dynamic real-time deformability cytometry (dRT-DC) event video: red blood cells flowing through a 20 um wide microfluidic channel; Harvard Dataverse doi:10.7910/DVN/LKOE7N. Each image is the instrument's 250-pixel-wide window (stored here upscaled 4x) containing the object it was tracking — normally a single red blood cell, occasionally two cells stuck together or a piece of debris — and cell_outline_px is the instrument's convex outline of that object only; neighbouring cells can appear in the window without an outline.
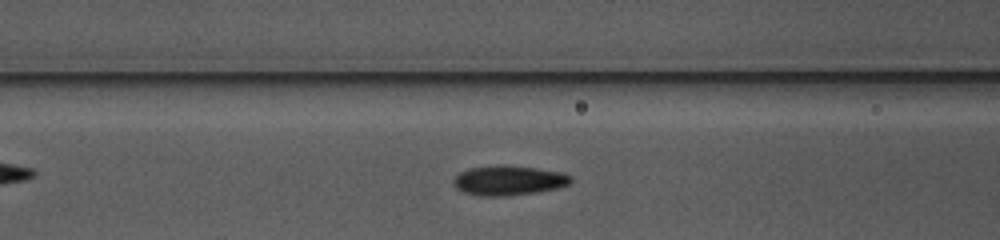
{"species": "common noctule bat (a hibernating species)", "species_latin": "Nyctalus noctula", "temperature_condition": "warm", "stored_images_in_passage": 34, "camera_frame_rate_fps": 3000, "um_per_image_px": 0.085, "animal": {"sex": "female", "body_mass_g": 10.0, "forearm_length_mm": 53.1}, "frame": {"image": 1, "passage_image": 5, "time_ms": 1.333, "image_size_px": [1000, 240], "cell_outline_px": [[572, 180], [568, 184], [556, 188], [536, 192], [504, 196], [480, 196], [464, 192], [456, 188], [452, 180], [460, 172], [468, 168], [500, 164], [536, 168], [560, 172], [572, 176]], "centroid_in_image_um": [43.2, 15.33], "position_along_channel_um": 123.4, "area_um2": 20.29}}
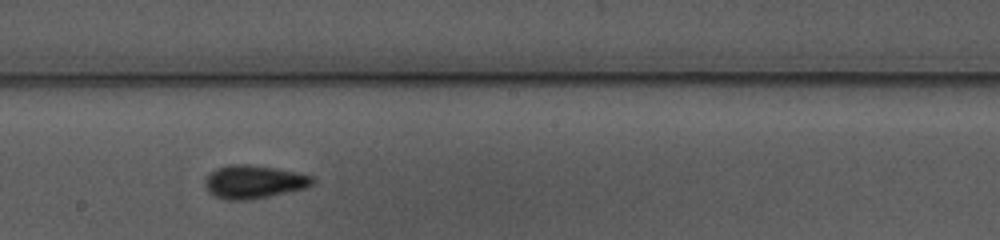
{"frame": {"image": 2, "passage_image": 13, "time_ms": 4.0, "image_size_px": [1000, 240], "cell_outline_px": [[316, 180], [312, 184], [304, 188], [268, 196], [248, 200], [224, 200], [208, 192], [204, 188], [204, 180], [216, 168], [232, 164], [248, 164], [276, 168], [296, 172], [312, 176]], "centroid_in_image_um": [21.54, 15.45], "position_along_channel_um": 226.7, "area_um2": 20.75}}
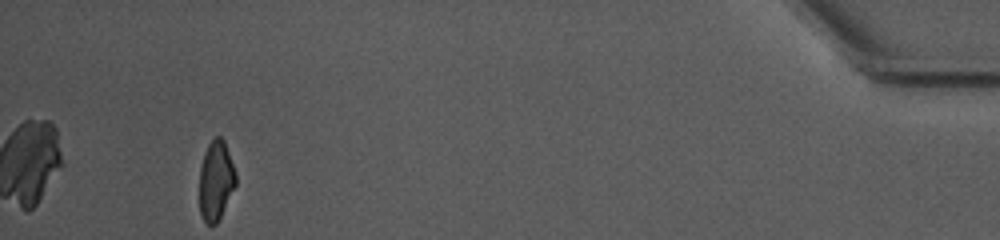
{"frame": {"image": 3, "passage_image": 34, "time_ms": 11.0, "image_size_px": [1000, 240], "cell_outline_px": [[236, 184], [216, 224], [208, 224], [204, 220], [200, 212], [200, 168], [204, 152], [208, 144], [216, 136], [220, 136], [224, 140], [236, 172]], "centroid_in_image_um": [18.35, 15.31], "position_along_channel_um": 416.8, "area_um2": 16.65}}